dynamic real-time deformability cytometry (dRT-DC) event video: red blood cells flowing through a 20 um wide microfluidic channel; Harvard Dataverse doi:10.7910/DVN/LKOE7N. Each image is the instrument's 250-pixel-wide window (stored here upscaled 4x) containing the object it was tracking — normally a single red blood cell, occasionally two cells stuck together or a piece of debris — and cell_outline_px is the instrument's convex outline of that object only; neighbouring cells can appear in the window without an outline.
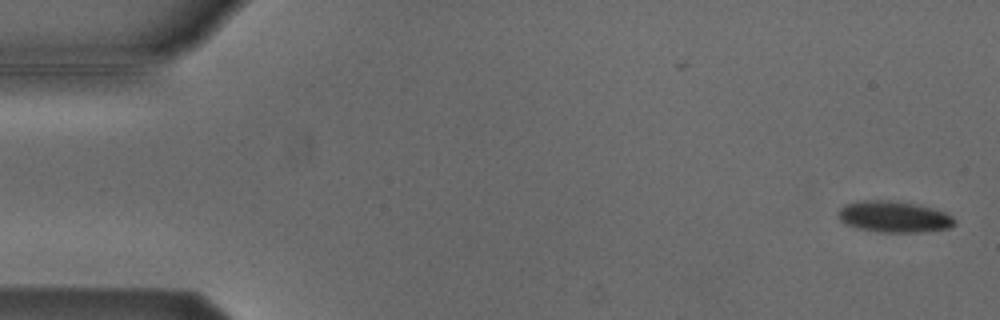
{"species": "Egyptian fruit bat (a non-hibernating species)", "species_latin": "Rousettus aegyptiacus", "temperature_condition": "cold", "stored_images_in_passage": 4, "camera_frame_rate_fps": 3000, "um_per_image_px": 0.085, "animal": {"sex": "male"}, "frame": {"image": 1, "passage_image": 1, "time_ms": 0.0, "image_size_px": [1000, 320], "cell_outline_px": [[956, 224], [948, 228], [916, 232], [880, 232], [856, 228], [844, 224], [840, 220], [836, 212], [844, 204], [856, 200], [896, 200], [920, 204], [944, 212], [952, 216], [956, 220]], "centroid_in_image_um": [75.94, 18.4], "position_along_channel_um": 9.1, "area_um2": 21.62}}